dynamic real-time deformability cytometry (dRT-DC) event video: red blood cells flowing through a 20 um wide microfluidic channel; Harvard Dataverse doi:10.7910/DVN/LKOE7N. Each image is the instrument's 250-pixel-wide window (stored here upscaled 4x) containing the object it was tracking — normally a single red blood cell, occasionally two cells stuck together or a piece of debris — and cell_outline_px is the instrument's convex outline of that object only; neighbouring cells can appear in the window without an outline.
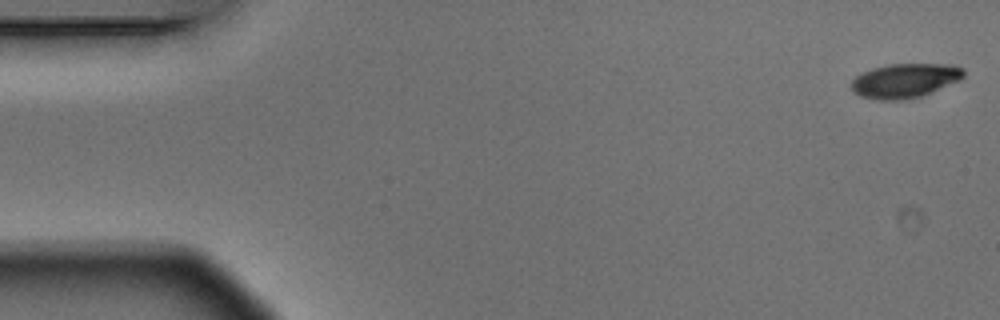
{"species": "Egyptian fruit bat (a non-hibernating species)", "species_latin": "Rousettus aegyptiacus", "temperature_condition": "warm", "stored_images_in_passage": 5, "camera_frame_rate_fps": 3000, "um_per_image_px": 0.085, "animal": {"sex": "male"}, "frame": {"image": 1, "passage_image": 1, "time_ms": 0.0, "image_size_px": [1000, 320], "cell_outline_px": [[964, 76], [960, 80], [920, 96], [900, 100], [880, 100], [860, 96], [852, 92], [852, 80], [856, 76], [872, 68], [888, 64], [952, 64], [964, 68]], "centroid_in_image_um": [76.91, 6.84], "position_along_channel_um": 8.1, "area_um2": 22.37}}
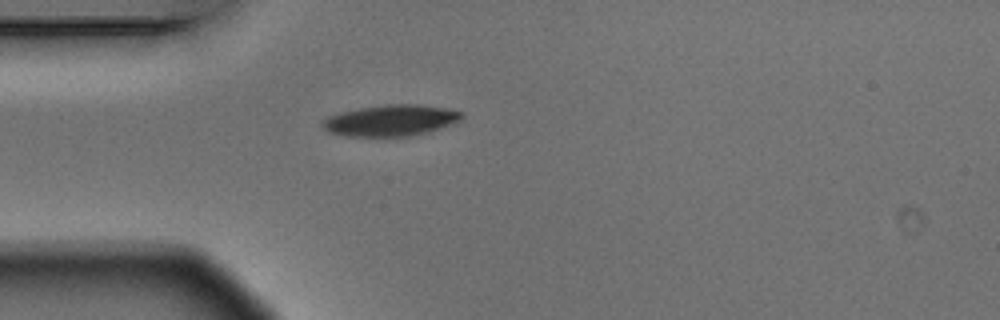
{"frame": {"image": 2, "passage_image": 5, "time_ms": 1.333, "image_size_px": [1000, 320], "cell_outline_px": [[464, 116], [460, 120], [452, 124], [428, 132], [412, 136], [344, 136], [328, 132], [324, 128], [324, 120], [328, 116], [340, 112], [360, 108], [388, 104], [420, 104], [448, 108], [464, 112]], "centroid_in_image_um": [33.27, 10.23], "position_along_channel_um": 51.7, "area_um2": 25.37}}